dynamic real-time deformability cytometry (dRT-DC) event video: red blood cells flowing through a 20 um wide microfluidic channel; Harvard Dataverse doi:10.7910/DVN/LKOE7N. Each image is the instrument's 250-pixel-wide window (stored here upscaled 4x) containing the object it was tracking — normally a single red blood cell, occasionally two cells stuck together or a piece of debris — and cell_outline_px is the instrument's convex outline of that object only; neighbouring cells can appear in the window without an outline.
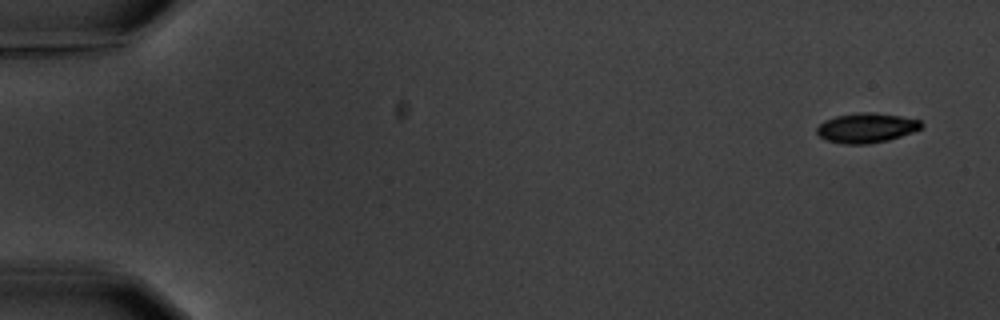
{"species": "common noctule bat (a hibernating species)", "species_latin": "Nyctalus noctula", "temperature_condition": "warm", "stored_images_in_passage": 5, "camera_frame_rate_fps": 3000, "um_per_image_px": 0.085, "animal": {"sex": "male", "body_mass_g": 20.1, "forearm_length_mm": 53.5}, "frame": {"image": 1, "passage_image": 1, "time_ms": 0.0, "image_size_px": [1000, 320], "cell_outline_px": [[924, 124], [920, 128], [912, 132], [888, 140], [868, 144], [844, 144], [824, 140], [816, 132], [816, 128], [824, 120], [836, 116], [856, 112], [876, 112], [900, 116], [920, 120]], "centroid_in_image_um": [73.62, 10.86], "position_along_channel_um": 11.4, "area_um2": 18.21}}
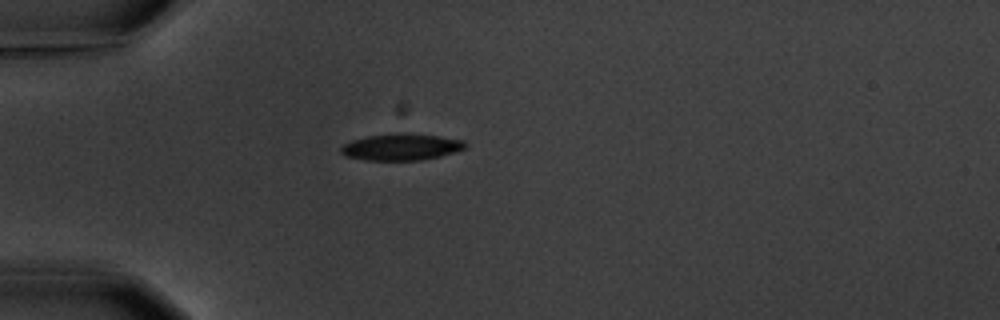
{"frame": {"image": 2, "passage_image": 4, "time_ms": 4.667, "image_size_px": [1000, 320], "cell_outline_px": [[468, 148], [440, 156], [420, 160], [364, 160], [344, 156], [340, 152], [340, 148], [344, 144], [352, 140], [368, 136], [392, 132], [404, 132], [440, 136], [464, 140], [468, 144]], "centroid_in_image_um": [34.12, 12.48], "position_along_channel_um": 50.9, "area_um2": 19.65}}